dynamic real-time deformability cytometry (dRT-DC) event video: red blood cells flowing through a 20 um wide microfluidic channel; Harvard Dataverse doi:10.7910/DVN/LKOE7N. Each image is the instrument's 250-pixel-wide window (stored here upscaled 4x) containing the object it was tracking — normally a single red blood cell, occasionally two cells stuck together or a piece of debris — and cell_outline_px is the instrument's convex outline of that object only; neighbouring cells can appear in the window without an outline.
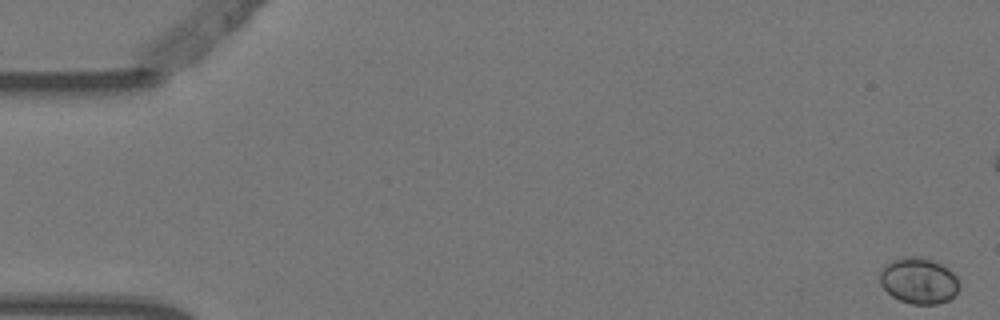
{"species": "Egyptian fruit bat (a non-hibernating species)", "species_latin": "Rousettus aegyptiacus", "temperature_condition": "warm", "stored_images_in_passage": 7, "camera_frame_rate_fps": 3000, "um_per_image_px": 0.085, "animal": {"sex": "female"}, "frame": {"image": 1, "passage_image": 1, "time_ms": 0.0, "image_size_px": [1000, 320], "cell_outline_px": [[960, 288], [948, 300], [940, 304], [912, 304], [900, 300], [892, 296], [880, 284], [880, 272], [884, 264], [892, 260], [908, 256], [912, 256], [932, 260], [948, 268], [956, 276], [960, 284]], "centroid_in_image_um": [78.09, 23.87], "position_along_channel_um": 6.9, "area_um2": 21.27}}
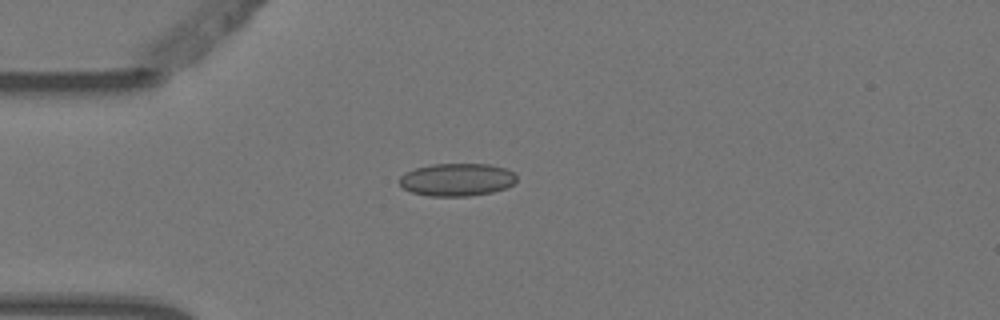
{"frame": {"image": 2, "passage_image": 5, "time_ms": 1.333, "image_size_px": [1000, 320], "cell_outline_px": [[516, 180], [508, 188], [492, 192], [468, 196], [428, 196], [412, 192], [404, 188], [400, 184], [400, 176], [404, 172], [416, 168], [432, 164], [488, 164], [504, 168], [512, 172], [516, 176]], "centroid_in_image_um": [38.83, 15.27], "position_along_channel_um": 46.2, "area_um2": 22.31}}
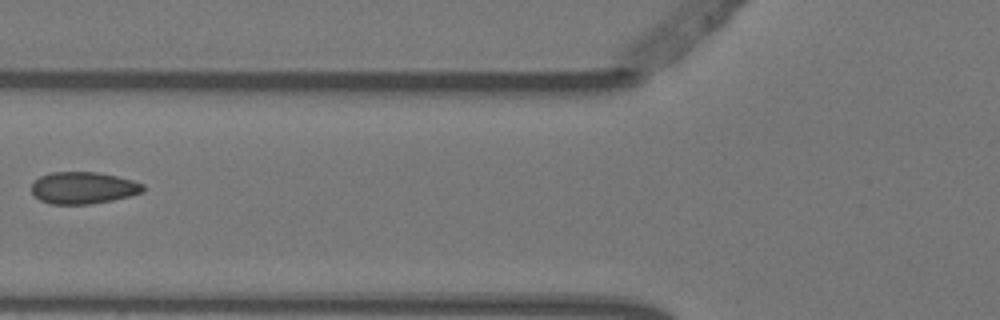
{"frame": {"image": 3, "passage_image": 7, "time_ms": 2.0, "image_size_px": [1000, 320], "cell_outline_px": [[144, 192], [112, 200], [92, 204], [48, 204], [40, 200], [32, 192], [32, 184], [40, 176], [52, 172], [96, 172], [116, 176], [132, 180], [144, 184]], "centroid_in_image_um": [7.08, 15.97], "position_along_channel_um": 118.7, "area_um2": 20.69}}